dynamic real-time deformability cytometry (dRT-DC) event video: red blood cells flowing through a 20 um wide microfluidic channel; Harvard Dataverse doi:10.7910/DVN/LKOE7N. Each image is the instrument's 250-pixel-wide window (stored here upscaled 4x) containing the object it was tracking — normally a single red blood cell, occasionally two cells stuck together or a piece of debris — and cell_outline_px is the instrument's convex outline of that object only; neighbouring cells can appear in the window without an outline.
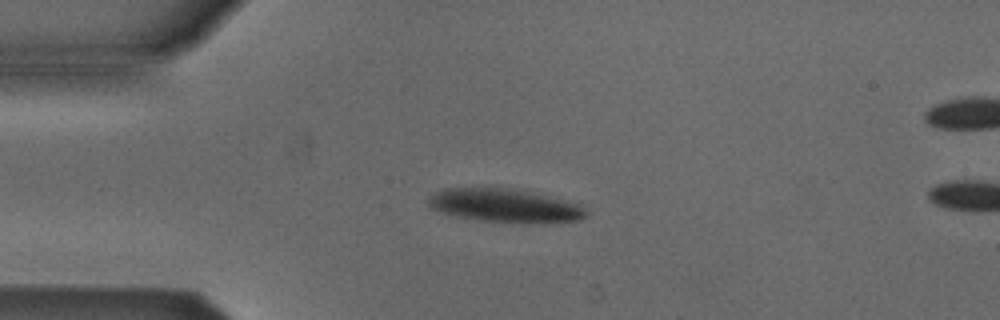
{"species": "Egyptian fruit bat (a non-hibernating species)", "species_latin": "Rousettus aegyptiacus", "temperature_condition": "cold", "stored_images_in_passage": 4, "camera_frame_rate_fps": 3000, "um_per_image_px": 0.085, "animal": {"sex": "male"}, "frame": {"image": 1, "passage_image": 3, "time_ms": 0.667, "image_size_px": [1000, 320], "cell_outline_px": [[588, 212], [580, 220], [532, 224], [520, 224], [480, 220], [456, 216], [432, 208], [428, 204], [428, 196], [444, 188], [504, 188], [528, 192], [576, 204]], "centroid_in_image_um": [42.86, 17.5], "position_along_channel_um": 42.1, "area_um2": 30.23}}